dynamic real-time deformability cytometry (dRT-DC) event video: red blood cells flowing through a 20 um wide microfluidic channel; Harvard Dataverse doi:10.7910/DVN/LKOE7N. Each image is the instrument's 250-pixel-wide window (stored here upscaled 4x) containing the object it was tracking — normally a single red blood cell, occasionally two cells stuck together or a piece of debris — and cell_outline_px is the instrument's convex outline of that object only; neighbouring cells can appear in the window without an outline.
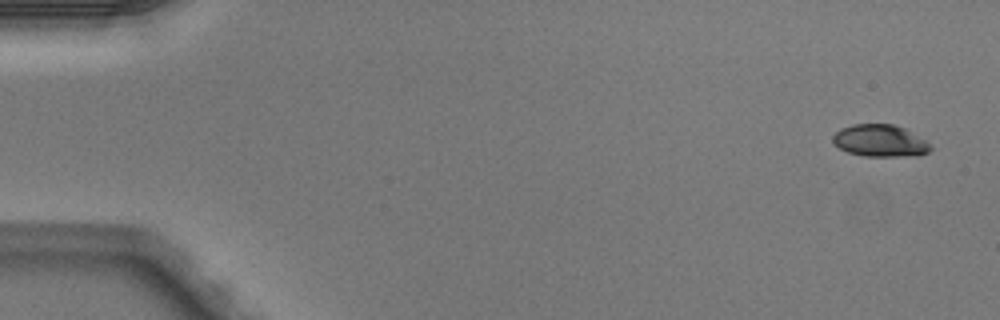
{"species": "Egyptian fruit bat (a non-hibernating species)", "species_latin": "Rousettus aegyptiacus", "temperature_condition": "warm", "stored_images_in_passage": 6, "camera_frame_rate_fps": 3000, "um_per_image_px": 0.085, "animal": {"sex": "male"}, "frame": {"image": 1, "passage_image": 1, "time_ms": 0.0, "image_size_px": [1000, 320], "cell_outline_px": [[932, 148], [928, 152], [920, 156], [864, 156], [848, 152], [832, 144], [832, 136], [840, 128], [852, 124], [892, 124], [904, 128], [928, 140]], "centroid_in_image_um": [74.82, 11.96], "position_along_channel_um": 10.2, "area_um2": 18.55}}
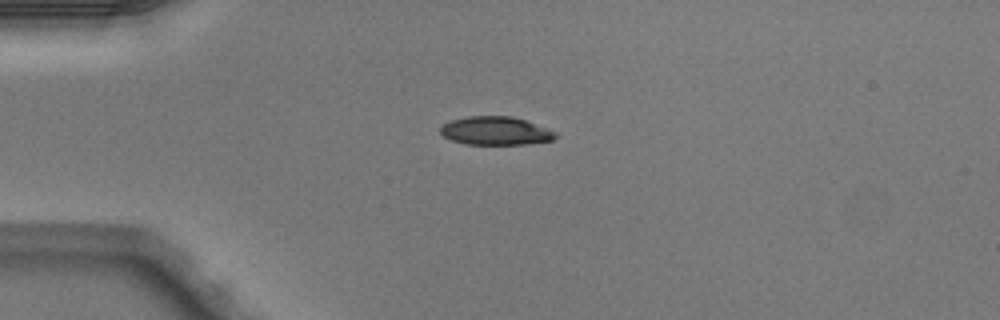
{"frame": {"image": 2, "passage_image": 4, "time_ms": 1.0, "image_size_px": [1000, 320], "cell_outline_px": [[556, 136], [552, 140], [524, 144], [468, 144], [452, 140], [444, 136], [440, 132], [440, 128], [444, 124], [452, 120], [468, 116], [512, 116], [524, 120], [556, 132]], "centroid_in_image_um": [42.1, 11.12], "position_along_channel_um": 42.9, "area_um2": 18.67}}
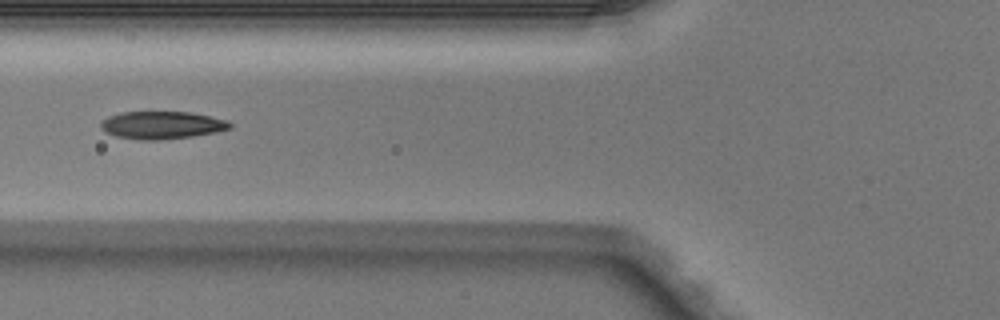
{"frame": {"image": 3, "passage_image": 6, "time_ms": 1.667, "image_size_px": [1000, 320], "cell_outline_px": [[232, 128], [216, 132], [192, 136], [156, 140], [140, 140], [116, 136], [104, 132], [100, 128], [100, 124], [108, 116], [120, 112], [192, 112], [212, 116], [228, 120], [232, 124]], "centroid_in_image_um": [13.77, 10.63], "position_along_channel_um": 112.0, "area_um2": 20.92}}